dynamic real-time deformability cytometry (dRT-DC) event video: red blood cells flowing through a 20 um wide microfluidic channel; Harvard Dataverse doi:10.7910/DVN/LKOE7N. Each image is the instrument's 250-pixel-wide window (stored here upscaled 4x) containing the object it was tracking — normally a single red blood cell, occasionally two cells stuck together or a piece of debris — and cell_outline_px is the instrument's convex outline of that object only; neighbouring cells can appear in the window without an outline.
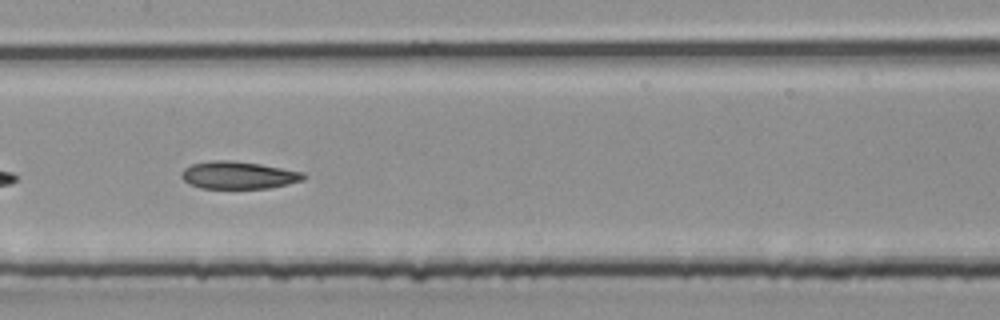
{"species": "common noctule bat (a hibernating species)", "species_latin": "Nyctalus noctula", "temperature_condition": "room temperature", "stored_images_in_passage": 39, "camera_frame_rate_fps": 3000, "um_per_image_px": 0.085, "animal": {"sex": "male", "body_mass_g": 20.4}, "frame": {"image": 1, "passage_image": 20, "time_ms": 6.333, "image_size_px": [1000, 320], "cell_outline_px": [[308, 176], [304, 180], [288, 184], [268, 188], [200, 188], [188, 184], [180, 176], [184, 168], [192, 164], [212, 160], [228, 160], [260, 164], [304, 172]], "centroid_in_image_um": [20.27, 14.89], "position_along_channel_um": 187.1, "area_um2": 19.59}}
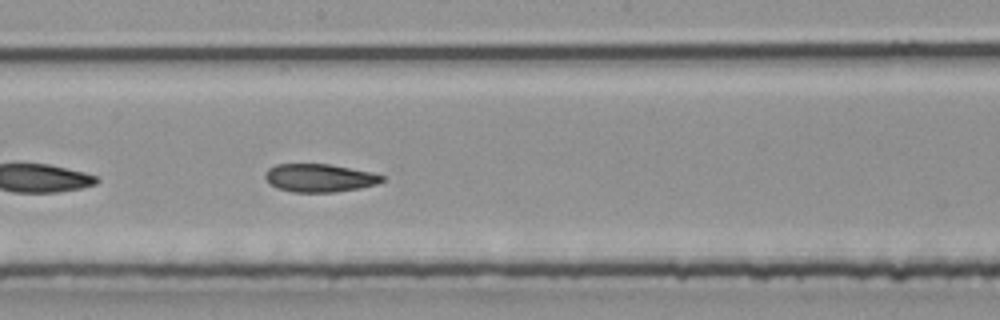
{"frame": {"image": 2, "passage_image": 22, "time_ms": 7.0, "image_size_px": [1000, 320], "cell_outline_px": [[384, 180], [376, 184], [360, 188], [336, 192], [292, 192], [276, 188], [268, 184], [264, 180], [264, 172], [268, 168], [276, 164], [328, 164], [372, 172], [384, 176]], "centroid_in_image_um": [27.09, 15.13], "position_along_channel_um": 221.1, "area_um2": 19.36}}
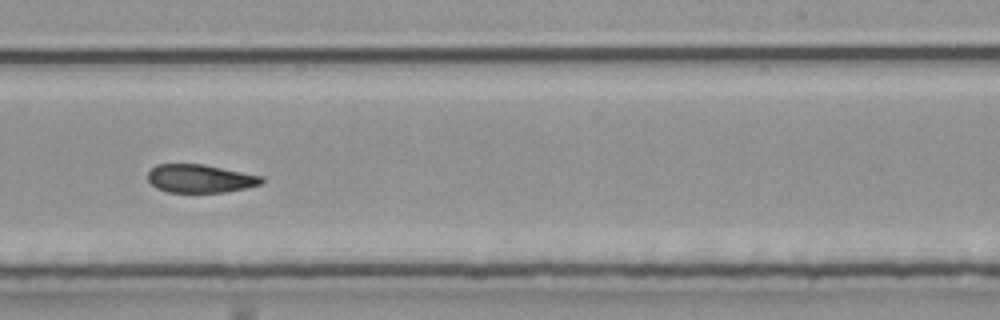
{"frame": {"image": 3, "passage_image": 25, "time_ms": 8.0, "image_size_px": [1000, 320], "cell_outline_px": [[264, 180], [260, 184], [248, 188], [224, 192], [168, 192], [156, 188], [148, 180], [148, 172], [156, 164], [204, 164], [264, 176]], "centroid_in_image_um": [17.03, 15.17], "position_along_channel_um": 272.0, "area_um2": 18.84}}